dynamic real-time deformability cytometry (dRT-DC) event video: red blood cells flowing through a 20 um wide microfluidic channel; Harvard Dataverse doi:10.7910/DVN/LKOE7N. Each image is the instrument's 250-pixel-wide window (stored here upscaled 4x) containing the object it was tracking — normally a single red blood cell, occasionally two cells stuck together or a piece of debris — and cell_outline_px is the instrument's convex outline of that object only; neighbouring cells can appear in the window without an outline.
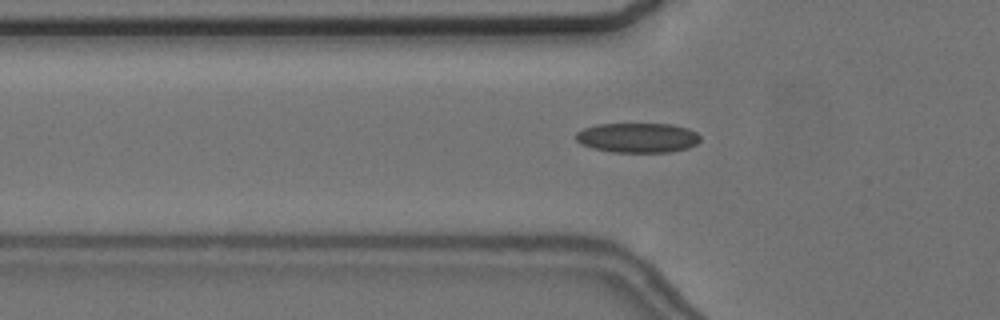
{"species": "common noctule bat (a hibernating species)", "species_latin": "Nyctalus noctula", "temperature_condition": "cold", "stored_images_in_passage": 49, "camera_frame_rate_fps": 3000, "um_per_image_px": 0.085, "animal": {"sex": "female", "body_mass_g": 24.6, "forearm_length_mm": 56.2}, "frame": {"image": 1, "passage_image": 12, "time_ms": 3.667, "image_size_px": [1000, 320], "cell_outline_px": [[700, 140], [696, 144], [688, 148], [672, 152], [612, 152], [592, 148], [580, 144], [576, 140], [576, 132], [584, 128], [596, 124], [672, 124], [688, 128], [696, 132], [700, 136]], "centroid_in_image_um": [54.2, 11.71], "position_along_channel_um": 71.6, "area_um2": 21.73}}
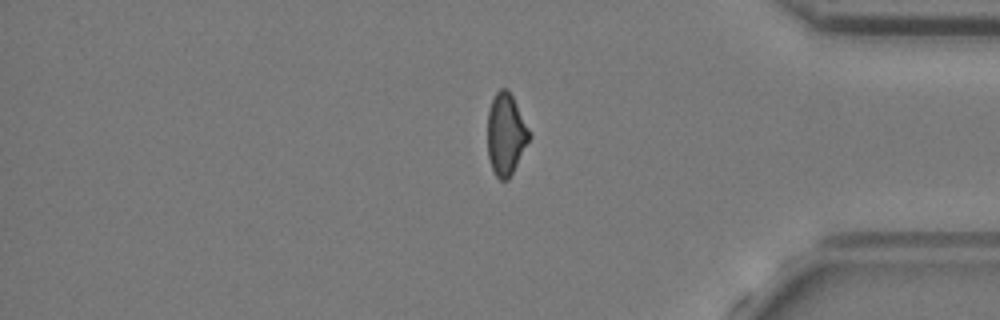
{"frame": {"image": 2, "passage_image": 40, "time_ms": 13.0, "image_size_px": [1000, 320], "cell_outline_px": [[532, 136], [508, 180], [500, 180], [496, 176], [492, 168], [488, 156], [488, 108], [496, 92], [500, 88], [508, 88], [532, 132]], "centroid_in_image_um": [43.02, 11.38], "position_along_channel_um": 392.2, "area_um2": 20.06}}
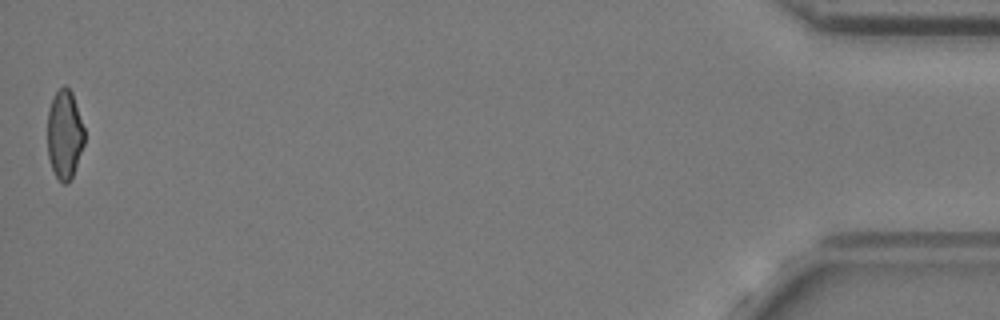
{"frame": {"image": 3, "passage_image": 49, "time_ms": 16.0, "image_size_px": [1000, 320], "cell_outline_px": [[84, 144], [72, 176], [68, 184], [60, 184], [52, 168], [48, 156], [48, 108], [56, 92], [64, 84], [72, 92], [84, 128]], "centroid_in_image_um": [5.48, 11.45], "position_along_channel_um": 429.7, "area_um2": 19.07}, "authors_computed_cell_mechanics": {"area_um2": 20.8658, "velocity_mm_per_s": 3.6698, "shape_relaxation_time_tau1_ms": null, "shape_relaxation_time_tau2_ms": 2.9509, "deformation_change_tau1": null, "deformation_change_tau2": 0.0825}}